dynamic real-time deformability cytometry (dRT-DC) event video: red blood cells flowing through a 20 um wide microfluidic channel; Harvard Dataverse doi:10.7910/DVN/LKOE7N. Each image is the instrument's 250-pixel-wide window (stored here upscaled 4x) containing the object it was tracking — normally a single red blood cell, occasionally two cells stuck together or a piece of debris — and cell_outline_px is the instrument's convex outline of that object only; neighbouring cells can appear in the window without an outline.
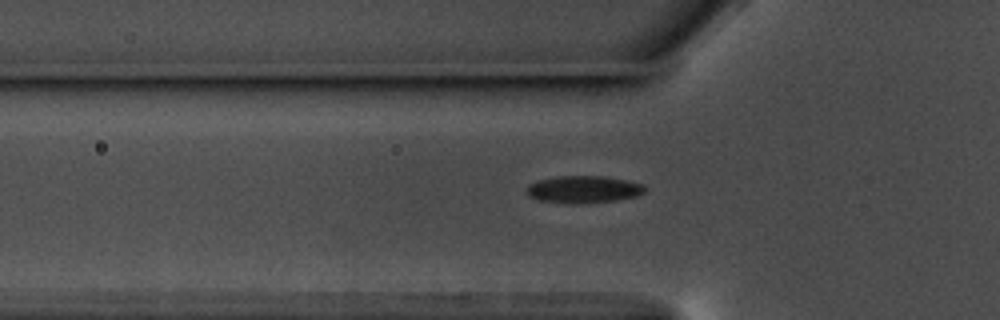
{"species": "common noctule bat (a hibernating species)", "species_latin": "Nyctalus noctula", "temperature_condition": "warm", "stored_images_in_passage": 43, "camera_frame_rate_fps": 3000, "um_per_image_px": 0.085, "animal": {"sex": "male", "body_mass_g": 17.5, "forearm_length_mm": 52.3}, "frame": {"image": 1, "passage_image": 5, "time_ms": 1.333, "image_size_px": [1000, 320], "cell_outline_px": [[648, 188], [644, 192], [636, 196], [616, 200], [540, 200], [528, 196], [528, 184], [540, 180], [560, 176], [604, 176], [644, 184]], "centroid_in_image_um": [49.67, 16.03], "position_along_channel_um": 76.1, "area_um2": 17.46}}
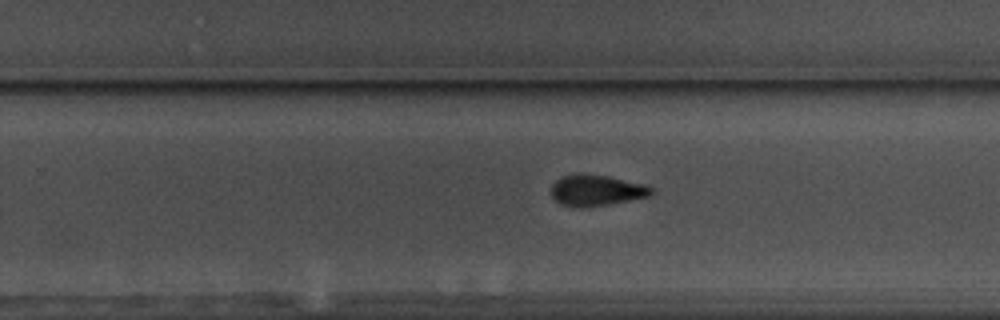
{"frame": {"image": 2, "passage_image": 22, "time_ms": 7.0, "image_size_px": [1000, 320], "cell_outline_px": [[656, 192], [652, 196], [608, 204], [580, 208], [560, 204], [552, 196], [552, 184], [560, 176], [572, 172], [580, 172], [608, 176], [644, 184], [652, 188]], "centroid_in_image_um": [50.69, 16.15], "position_along_channel_um": 279.1, "area_um2": 18.5}}
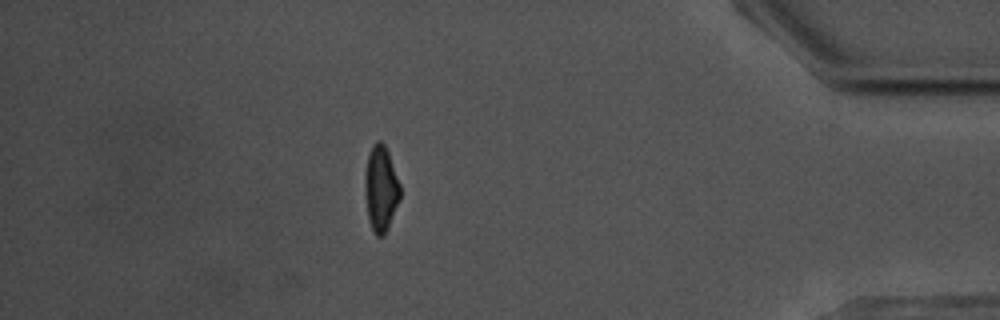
{"frame": {"image": 3, "passage_image": 36, "time_ms": 11.667, "image_size_px": [1000, 320], "cell_outline_px": [[400, 196], [388, 228], [384, 236], [376, 236], [372, 232], [368, 220], [364, 188], [364, 176], [368, 156], [372, 144], [376, 140], [380, 140], [384, 144], [388, 152], [400, 184]], "centroid_in_image_um": [32.35, 16.04], "position_along_channel_um": 402.9, "area_um2": 17.69}, "authors_computed_cell_mechanics": {"area_um2": 17.9758, "velocity_mm_per_s": 3.582, "shape_relaxation_time_tau1_ms": 3.8268, "shape_relaxation_time_tau2_ms": 5.846, "deformation_change_tau1": 0.1329, "deformation_change_tau2": 0.1122}}